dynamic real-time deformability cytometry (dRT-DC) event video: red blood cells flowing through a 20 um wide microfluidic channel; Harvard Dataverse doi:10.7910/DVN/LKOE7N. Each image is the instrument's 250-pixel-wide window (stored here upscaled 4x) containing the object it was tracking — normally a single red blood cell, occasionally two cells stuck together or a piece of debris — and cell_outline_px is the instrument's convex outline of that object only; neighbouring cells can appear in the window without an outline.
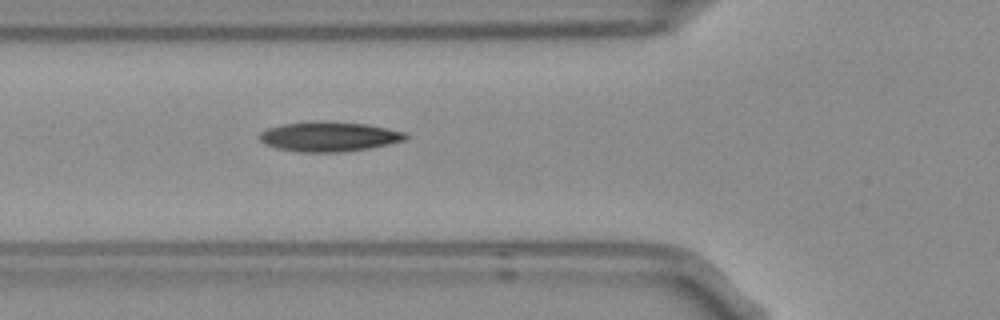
{"species": "Egyptian fruit bat (a non-hibernating species)", "species_latin": "Rousettus aegyptiacus", "temperature_condition": "room temperature", "stored_images_in_passage": 6, "camera_frame_rate_fps": 3000, "um_per_image_px": 0.085, "frame": {"image": 1, "passage_image": 6, "time_ms": 1.667, "image_size_px": [1000, 320], "cell_outline_px": [[408, 136], [404, 140], [388, 144], [368, 148], [340, 152], [300, 152], [276, 148], [264, 144], [260, 140], [260, 132], [268, 128], [280, 124], [312, 120], [324, 120], [368, 124], [408, 132]], "centroid_in_image_um": [27.96, 11.59], "position_along_channel_um": 97.8, "area_um2": 25.72}}